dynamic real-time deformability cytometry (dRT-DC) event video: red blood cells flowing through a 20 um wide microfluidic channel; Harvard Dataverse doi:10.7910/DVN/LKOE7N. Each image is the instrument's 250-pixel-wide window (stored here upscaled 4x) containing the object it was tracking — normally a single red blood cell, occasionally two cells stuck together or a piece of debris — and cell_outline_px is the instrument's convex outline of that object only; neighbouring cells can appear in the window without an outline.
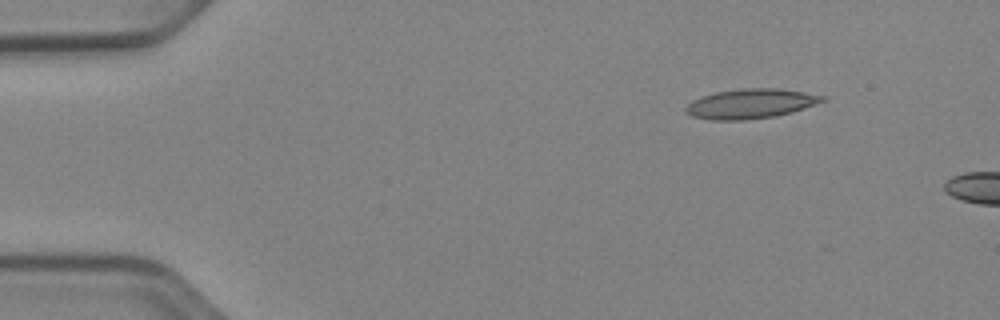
{"species": "Egyptian fruit bat (a non-hibernating species)", "species_latin": "Rousettus aegyptiacus", "temperature_condition": "cold", "stored_images_in_passage": 11, "camera_frame_rate_fps": 3000, "um_per_image_px": 0.085, "animal": {"sex": "female"}, "frame": {"image": 1, "passage_image": 1, "time_ms": 0.0, "image_size_px": [1000, 320], "cell_outline_px": [[828, 100], [792, 112], [776, 116], [744, 120], [712, 120], [692, 116], [684, 112], [684, 108], [692, 100], [700, 96], [716, 92], [740, 88], [780, 88], [804, 92], [824, 96]], "centroid_in_image_um": [63.79, 8.81], "position_along_channel_um": 21.2, "area_um2": 23.81}}
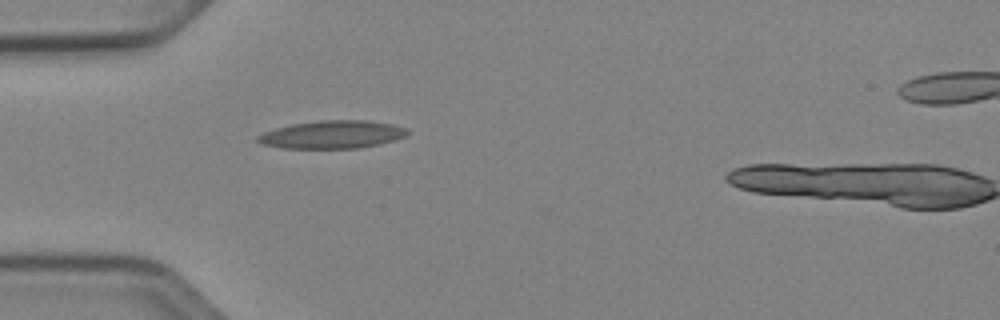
{"frame": {"image": 2, "passage_image": 10, "time_ms": 3.0, "image_size_px": [1000, 320], "cell_outline_px": [[408, 132], [404, 136], [380, 144], [360, 148], [280, 148], [264, 144], [256, 140], [256, 136], [264, 132], [276, 128], [292, 124], [316, 120], [368, 120], [392, 124], [408, 128]], "centroid_in_image_um": [28.23, 11.43], "position_along_channel_um": 56.8, "area_um2": 24.33}}